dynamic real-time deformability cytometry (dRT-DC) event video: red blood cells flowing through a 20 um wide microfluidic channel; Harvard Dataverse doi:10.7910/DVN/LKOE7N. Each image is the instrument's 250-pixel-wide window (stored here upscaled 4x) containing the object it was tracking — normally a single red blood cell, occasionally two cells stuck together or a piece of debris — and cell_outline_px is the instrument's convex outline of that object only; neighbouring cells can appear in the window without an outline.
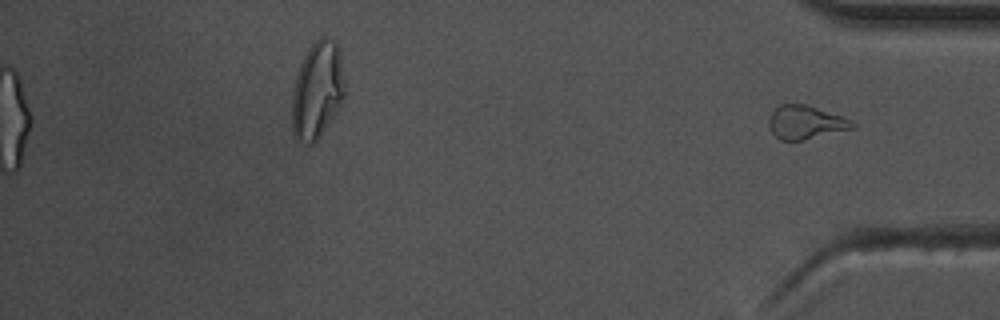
{"species": "common noctule bat (a hibernating species)", "species_latin": "Nyctalus noctula", "temperature_condition": "warm", "stored_images_in_passage": 38, "segment_of_instrument_passage": [2, 2], "camera_frame_rate_fps": 3000, "um_per_image_px": 0.085, "animal": {"sex": "male", "body_mass_g": 17.5, "forearm_length_mm": 52.3}, "frame": {"image": 1, "passage_image": 38, "time_ms": 12.333, "image_size_px": [1000, 320], "cell_outline_px": [[856, 128], [804, 140], [780, 140], [772, 132], [768, 124], [768, 120], [772, 112], [780, 104], [804, 104], [844, 116], [852, 120], [856, 124]], "centroid_in_image_um": [68.52, 10.4], "position_along_channel_um": 366.7, "area_um2": 16.42}}